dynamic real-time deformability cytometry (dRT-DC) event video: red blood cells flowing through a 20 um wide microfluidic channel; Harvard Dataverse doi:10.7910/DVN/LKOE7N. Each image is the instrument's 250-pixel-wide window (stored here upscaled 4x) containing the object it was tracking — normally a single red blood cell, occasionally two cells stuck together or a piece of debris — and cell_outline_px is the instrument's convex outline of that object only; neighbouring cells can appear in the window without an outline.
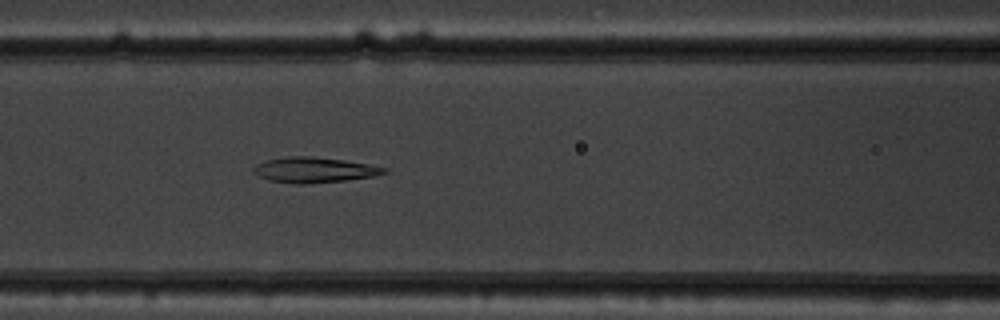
{"species": "common noctule bat (a hibernating species)", "species_latin": "Nyctalus noctula", "temperature_condition": "warm", "stored_images_in_passage": 3, "camera_frame_rate_fps": 3000, "um_per_image_px": 0.085, "animal": {"sex": "male", "body_mass_g": 19.5, "forearm_length_mm": 54.6}, "frame": {"image": 1, "passage_image": 3, "time_ms": 0.667, "image_size_px": [1000, 320], "cell_outline_px": [[388, 172], [372, 176], [344, 180], [308, 184], [296, 184], [272, 180], [260, 176], [252, 172], [252, 168], [256, 164], [268, 160], [288, 156], [308, 156], [344, 160], [368, 164], [388, 168]], "centroid_in_image_um": [26.7, 14.44], "position_along_channel_um": 139.9, "area_um2": 19.07}}